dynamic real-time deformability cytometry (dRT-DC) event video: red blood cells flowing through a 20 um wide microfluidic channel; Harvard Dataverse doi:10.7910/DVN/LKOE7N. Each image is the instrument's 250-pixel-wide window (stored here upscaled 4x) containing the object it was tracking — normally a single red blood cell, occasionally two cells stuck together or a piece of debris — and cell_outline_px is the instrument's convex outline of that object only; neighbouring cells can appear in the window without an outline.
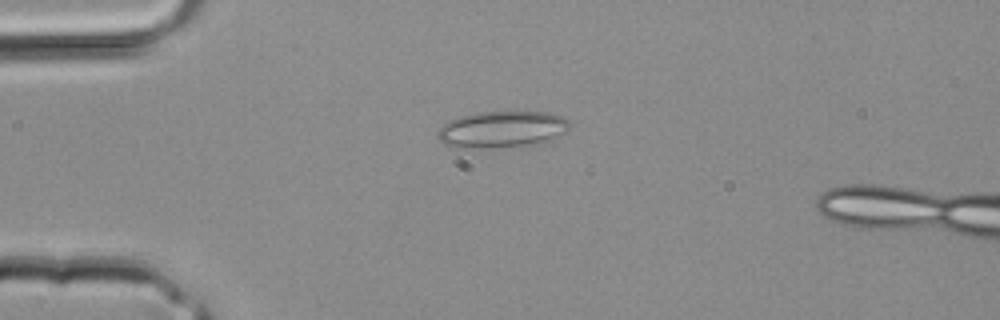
{"species": "common noctule bat (a hibernating species)", "species_latin": "Nyctalus noctula", "temperature_condition": "room temperature", "stored_images_in_passage": 3, "camera_frame_rate_fps": 3000, "um_per_image_px": 0.085, "animal": {"sex": "male", "body_mass_g": 20.4}, "frame": {"image": 1, "passage_image": 3, "time_ms": 0.667, "image_size_px": [1000, 320], "cell_outline_px": [[568, 128], [564, 132], [552, 140], [544, 144], [524, 148], [456, 148], [444, 144], [440, 140], [440, 128], [448, 120], [460, 116], [476, 112], [516, 108], [548, 112], [560, 116], [568, 120]], "centroid_in_image_um": [42.74, 10.98], "position_along_channel_um": 42.3, "area_um2": 29.82}}